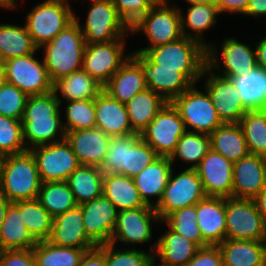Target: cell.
<instances>
[{"label": "cell", "mask_w": 266, "mask_h": 266, "mask_svg": "<svg viewBox=\"0 0 266 266\" xmlns=\"http://www.w3.org/2000/svg\"><path fill=\"white\" fill-rule=\"evenodd\" d=\"M166 228L168 229L157 239L154 259H158L163 266H185L200 247L168 226Z\"/></svg>", "instance_id": "obj_29"}, {"label": "cell", "mask_w": 266, "mask_h": 266, "mask_svg": "<svg viewBox=\"0 0 266 266\" xmlns=\"http://www.w3.org/2000/svg\"><path fill=\"white\" fill-rule=\"evenodd\" d=\"M37 200L53 218L78 206L67 181L42 182Z\"/></svg>", "instance_id": "obj_41"}, {"label": "cell", "mask_w": 266, "mask_h": 266, "mask_svg": "<svg viewBox=\"0 0 266 266\" xmlns=\"http://www.w3.org/2000/svg\"><path fill=\"white\" fill-rule=\"evenodd\" d=\"M88 250L91 249L59 247L48 240L37 242L32 248L36 266H79Z\"/></svg>", "instance_id": "obj_42"}, {"label": "cell", "mask_w": 266, "mask_h": 266, "mask_svg": "<svg viewBox=\"0 0 266 266\" xmlns=\"http://www.w3.org/2000/svg\"><path fill=\"white\" fill-rule=\"evenodd\" d=\"M238 40L235 37H226L221 43V47L212 42L207 47V66L216 74L234 79L235 77L246 76L257 68L254 46L251 47L249 44Z\"/></svg>", "instance_id": "obj_8"}, {"label": "cell", "mask_w": 266, "mask_h": 266, "mask_svg": "<svg viewBox=\"0 0 266 266\" xmlns=\"http://www.w3.org/2000/svg\"><path fill=\"white\" fill-rule=\"evenodd\" d=\"M166 103L161 95L151 89L137 93L125 104L132 129L140 134Z\"/></svg>", "instance_id": "obj_34"}, {"label": "cell", "mask_w": 266, "mask_h": 266, "mask_svg": "<svg viewBox=\"0 0 266 266\" xmlns=\"http://www.w3.org/2000/svg\"><path fill=\"white\" fill-rule=\"evenodd\" d=\"M110 136L94 127L67 132L65 139L81 165L100 167L107 154Z\"/></svg>", "instance_id": "obj_25"}, {"label": "cell", "mask_w": 266, "mask_h": 266, "mask_svg": "<svg viewBox=\"0 0 266 266\" xmlns=\"http://www.w3.org/2000/svg\"><path fill=\"white\" fill-rule=\"evenodd\" d=\"M28 97L16 86L3 81L0 84V115L22 120Z\"/></svg>", "instance_id": "obj_49"}, {"label": "cell", "mask_w": 266, "mask_h": 266, "mask_svg": "<svg viewBox=\"0 0 266 266\" xmlns=\"http://www.w3.org/2000/svg\"><path fill=\"white\" fill-rule=\"evenodd\" d=\"M28 151L23 141L22 121L0 115V152L5 156Z\"/></svg>", "instance_id": "obj_48"}, {"label": "cell", "mask_w": 266, "mask_h": 266, "mask_svg": "<svg viewBox=\"0 0 266 266\" xmlns=\"http://www.w3.org/2000/svg\"><path fill=\"white\" fill-rule=\"evenodd\" d=\"M158 157L139 133L125 136L124 165L117 173L133 179Z\"/></svg>", "instance_id": "obj_38"}, {"label": "cell", "mask_w": 266, "mask_h": 266, "mask_svg": "<svg viewBox=\"0 0 266 266\" xmlns=\"http://www.w3.org/2000/svg\"><path fill=\"white\" fill-rule=\"evenodd\" d=\"M210 149V136L208 134L186 131L179 138L170 161L174 167L178 159V162L186 163V169H196Z\"/></svg>", "instance_id": "obj_40"}, {"label": "cell", "mask_w": 266, "mask_h": 266, "mask_svg": "<svg viewBox=\"0 0 266 266\" xmlns=\"http://www.w3.org/2000/svg\"><path fill=\"white\" fill-rule=\"evenodd\" d=\"M205 197L202 181L196 169L184 168V171L181 170L178 174L172 169L162 198L155 210L162 221L175 210L194 206Z\"/></svg>", "instance_id": "obj_10"}, {"label": "cell", "mask_w": 266, "mask_h": 266, "mask_svg": "<svg viewBox=\"0 0 266 266\" xmlns=\"http://www.w3.org/2000/svg\"><path fill=\"white\" fill-rule=\"evenodd\" d=\"M256 206L262 219L266 223V186L260 191V193L254 198Z\"/></svg>", "instance_id": "obj_58"}, {"label": "cell", "mask_w": 266, "mask_h": 266, "mask_svg": "<svg viewBox=\"0 0 266 266\" xmlns=\"http://www.w3.org/2000/svg\"><path fill=\"white\" fill-rule=\"evenodd\" d=\"M172 169L173 165L170 158L159 156L133 178L137 190L146 205L155 208L159 204ZM152 198L156 200L153 199L152 201Z\"/></svg>", "instance_id": "obj_26"}, {"label": "cell", "mask_w": 266, "mask_h": 266, "mask_svg": "<svg viewBox=\"0 0 266 266\" xmlns=\"http://www.w3.org/2000/svg\"><path fill=\"white\" fill-rule=\"evenodd\" d=\"M102 90L103 86L83 69L74 71L53 84V92L60 101L61 108H63L62 100L68 102L95 99Z\"/></svg>", "instance_id": "obj_31"}, {"label": "cell", "mask_w": 266, "mask_h": 266, "mask_svg": "<svg viewBox=\"0 0 266 266\" xmlns=\"http://www.w3.org/2000/svg\"><path fill=\"white\" fill-rule=\"evenodd\" d=\"M0 266H36L32 249L0 251Z\"/></svg>", "instance_id": "obj_52"}, {"label": "cell", "mask_w": 266, "mask_h": 266, "mask_svg": "<svg viewBox=\"0 0 266 266\" xmlns=\"http://www.w3.org/2000/svg\"><path fill=\"white\" fill-rule=\"evenodd\" d=\"M36 243L24 225L19 209L11 203L0 227V251L32 249Z\"/></svg>", "instance_id": "obj_36"}, {"label": "cell", "mask_w": 266, "mask_h": 266, "mask_svg": "<svg viewBox=\"0 0 266 266\" xmlns=\"http://www.w3.org/2000/svg\"><path fill=\"white\" fill-rule=\"evenodd\" d=\"M26 25L0 23V59L2 62L16 57L39 53Z\"/></svg>", "instance_id": "obj_35"}, {"label": "cell", "mask_w": 266, "mask_h": 266, "mask_svg": "<svg viewBox=\"0 0 266 266\" xmlns=\"http://www.w3.org/2000/svg\"><path fill=\"white\" fill-rule=\"evenodd\" d=\"M266 186V157L249 154L233 165L232 198L254 199Z\"/></svg>", "instance_id": "obj_21"}, {"label": "cell", "mask_w": 266, "mask_h": 266, "mask_svg": "<svg viewBox=\"0 0 266 266\" xmlns=\"http://www.w3.org/2000/svg\"><path fill=\"white\" fill-rule=\"evenodd\" d=\"M24 1V0H23ZM19 5L17 0H0V8L4 10V8L6 9H11L13 10H17Z\"/></svg>", "instance_id": "obj_60"}, {"label": "cell", "mask_w": 266, "mask_h": 266, "mask_svg": "<svg viewBox=\"0 0 266 266\" xmlns=\"http://www.w3.org/2000/svg\"><path fill=\"white\" fill-rule=\"evenodd\" d=\"M197 224L203 240L217 246L226 239V198L208 197L196 204Z\"/></svg>", "instance_id": "obj_24"}, {"label": "cell", "mask_w": 266, "mask_h": 266, "mask_svg": "<svg viewBox=\"0 0 266 266\" xmlns=\"http://www.w3.org/2000/svg\"><path fill=\"white\" fill-rule=\"evenodd\" d=\"M146 35L149 45L135 53H145L149 48L179 40L182 35L178 6L174 1L153 5L134 25L130 34Z\"/></svg>", "instance_id": "obj_5"}, {"label": "cell", "mask_w": 266, "mask_h": 266, "mask_svg": "<svg viewBox=\"0 0 266 266\" xmlns=\"http://www.w3.org/2000/svg\"><path fill=\"white\" fill-rule=\"evenodd\" d=\"M130 52V56L141 67L147 88L161 95L167 102H171L193 85L178 69L159 68L144 53Z\"/></svg>", "instance_id": "obj_18"}, {"label": "cell", "mask_w": 266, "mask_h": 266, "mask_svg": "<svg viewBox=\"0 0 266 266\" xmlns=\"http://www.w3.org/2000/svg\"><path fill=\"white\" fill-rule=\"evenodd\" d=\"M244 16L266 17V0H249L248 7Z\"/></svg>", "instance_id": "obj_56"}, {"label": "cell", "mask_w": 266, "mask_h": 266, "mask_svg": "<svg viewBox=\"0 0 266 266\" xmlns=\"http://www.w3.org/2000/svg\"><path fill=\"white\" fill-rule=\"evenodd\" d=\"M185 266H223L220 249L211 245L200 248Z\"/></svg>", "instance_id": "obj_53"}, {"label": "cell", "mask_w": 266, "mask_h": 266, "mask_svg": "<svg viewBox=\"0 0 266 266\" xmlns=\"http://www.w3.org/2000/svg\"><path fill=\"white\" fill-rule=\"evenodd\" d=\"M185 132L184 122L179 112L171 102H167L140 133V136L155 150L158 156L170 158L176 149L179 138Z\"/></svg>", "instance_id": "obj_13"}, {"label": "cell", "mask_w": 266, "mask_h": 266, "mask_svg": "<svg viewBox=\"0 0 266 266\" xmlns=\"http://www.w3.org/2000/svg\"><path fill=\"white\" fill-rule=\"evenodd\" d=\"M209 136L211 149L233 163L250 154L239 123H223Z\"/></svg>", "instance_id": "obj_33"}, {"label": "cell", "mask_w": 266, "mask_h": 266, "mask_svg": "<svg viewBox=\"0 0 266 266\" xmlns=\"http://www.w3.org/2000/svg\"><path fill=\"white\" fill-rule=\"evenodd\" d=\"M2 63H3V62H2L1 59H0V67H3V66H2Z\"/></svg>", "instance_id": "obj_66"}, {"label": "cell", "mask_w": 266, "mask_h": 266, "mask_svg": "<svg viewBox=\"0 0 266 266\" xmlns=\"http://www.w3.org/2000/svg\"><path fill=\"white\" fill-rule=\"evenodd\" d=\"M263 110H265V111H266V103H265V105H264V107H263Z\"/></svg>", "instance_id": "obj_67"}, {"label": "cell", "mask_w": 266, "mask_h": 266, "mask_svg": "<svg viewBox=\"0 0 266 266\" xmlns=\"http://www.w3.org/2000/svg\"><path fill=\"white\" fill-rule=\"evenodd\" d=\"M203 89L209 94L223 123H238L248 109L242 103L233 79L216 74L207 65L202 72Z\"/></svg>", "instance_id": "obj_17"}, {"label": "cell", "mask_w": 266, "mask_h": 266, "mask_svg": "<svg viewBox=\"0 0 266 266\" xmlns=\"http://www.w3.org/2000/svg\"><path fill=\"white\" fill-rule=\"evenodd\" d=\"M35 53L5 60L2 63L4 81L16 86L28 96L44 95L53 91V84L43 59Z\"/></svg>", "instance_id": "obj_11"}, {"label": "cell", "mask_w": 266, "mask_h": 266, "mask_svg": "<svg viewBox=\"0 0 266 266\" xmlns=\"http://www.w3.org/2000/svg\"><path fill=\"white\" fill-rule=\"evenodd\" d=\"M48 241L59 247L77 249L97 247L85 233L82 209L79 205L53 218L52 233Z\"/></svg>", "instance_id": "obj_22"}, {"label": "cell", "mask_w": 266, "mask_h": 266, "mask_svg": "<svg viewBox=\"0 0 266 266\" xmlns=\"http://www.w3.org/2000/svg\"><path fill=\"white\" fill-rule=\"evenodd\" d=\"M226 239L266 241V223L254 199L226 198Z\"/></svg>", "instance_id": "obj_12"}, {"label": "cell", "mask_w": 266, "mask_h": 266, "mask_svg": "<svg viewBox=\"0 0 266 266\" xmlns=\"http://www.w3.org/2000/svg\"><path fill=\"white\" fill-rule=\"evenodd\" d=\"M169 1H173V0H169ZM185 1L186 3H188V5L199 4V3H206V4L213 3V0H185Z\"/></svg>", "instance_id": "obj_61"}, {"label": "cell", "mask_w": 266, "mask_h": 266, "mask_svg": "<svg viewBox=\"0 0 266 266\" xmlns=\"http://www.w3.org/2000/svg\"><path fill=\"white\" fill-rule=\"evenodd\" d=\"M188 6L185 14L183 8L178 6L182 35L197 40L207 48L210 41L207 42L204 33L217 25V17L222 14L214 3L190 4Z\"/></svg>", "instance_id": "obj_28"}, {"label": "cell", "mask_w": 266, "mask_h": 266, "mask_svg": "<svg viewBox=\"0 0 266 266\" xmlns=\"http://www.w3.org/2000/svg\"><path fill=\"white\" fill-rule=\"evenodd\" d=\"M13 204L19 209L24 225L36 242L50 238L53 217L37 199L17 201Z\"/></svg>", "instance_id": "obj_39"}, {"label": "cell", "mask_w": 266, "mask_h": 266, "mask_svg": "<svg viewBox=\"0 0 266 266\" xmlns=\"http://www.w3.org/2000/svg\"><path fill=\"white\" fill-rule=\"evenodd\" d=\"M78 205L103 195L100 167L80 165L66 180Z\"/></svg>", "instance_id": "obj_37"}, {"label": "cell", "mask_w": 266, "mask_h": 266, "mask_svg": "<svg viewBox=\"0 0 266 266\" xmlns=\"http://www.w3.org/2000/svg\"><path fill=\"white\" fill-rule=\"evenodd\" d=\"M96 127L110 137H124L136 132L132 129L125 104L102 90L95 98Z\"/></svg>", "instance_id": "obj_23"}, {"label": "cell", "mask_w": 266, "mask_h": 266, "mask_svg": "<svg viewBox=\"0 0 266 266\" xmlns=\"http://www.w3.org/2000/svg\"><path fill=\"white\" fill-rule=\"evenodd\" d=\"M74 12L68 0H45L28 12L24 24L34 44L40 48L74 20Z\"/></svg>", "instance_id": "obj_7"}, {"label": "cell", "mask_w": 266, "mask_h": 266, "mask_svg": "<svg viewBox=\"0 0 266 266\" xmlns=\"http://www.w3.org/2000/svg\"><path fill=\"white\" fill-rule=\"evenodd\" d=\"M88 1L90 5L84 26L80 23V16L74 15L86 43L112 42L127 38L130 27L120 17L112 0Z\"/></svg>", "instance_id": "obj_6"}, {"label": "cell", "mask_w": 266, "mask_h": 266, "mask_svg": "<svg viewBox=\"0 0 266 266\" xmlns=\"http://www.w3.org/2000/svg\"><path fill=\"white\" fill-rule=\"evenodd\" d=\"M41 183L29 151L5 156L0 172V192L11 203L37 199Z\"/></svg>", "instance_id": "obj_4"}, {"label": "cell", "mask_w": 266, "mask_h": 266, "mask_svg": "<svg viewBox=\"0 0 266 266\" xmlns=\"http://www.w3.org/2000/svg\"><path fill=\"white\" fill-rule=\"evenodd\" d=\"M160 222L155 208L151 206L118 211L110 243L117 246L123 243L122 245H126V248L151 243L150 241L153 240L152 225L155 226Z\"/></svg>", "instance_id": "obj_14"}, {"label": "cell", "mask_w": 266, "mask_h": 266, "mask_svg": "<svg viewBox=\"0 0 266 266\" xmlns=\"http://www.w3.org/2000/svg\"><path fill=\"white\" fill-rule=\"evenodd\" d=\"M60 109L61 103L53 91L28 97L21 120L27 150L65 139Z\"/></svg>", "instance_id": "obj_1"}, {"label": "cell", "mask_w": 266, "mask_h": 266, "mask_svg": "<svg viewBox=\"0 0 266 266\" xmlns=\"http://www.w3.org/2000/svg\"><path fill=\"white\" fill-rule=\"evenodd\" d=\"M103 195L118 211L148 206L143 202L134 179L118 173L103 174Z\"/></svg>", "instance_id": "obj_32"}, {"label": "cell", "mask_w": 266, "mask_h": 266, "mask_svg": "<svg viewBox=\"0 0 266 266\" xmlns=\"http://www.w3.org/2000/svg\"><path fill=\"white\" fill-rule=\"evenodd\" d=\"M156 261H157V260L153 258V260L149 263L148 266H163V265H161L160 263L158 264V262H157V264H156Z\"/></svg>", "instance_id": "obj_64"}, {"label": "cell", "mask_w": 266, "mask_h": 266, "mask_svg": "<svg viewBox=\"0 0 266 266\" xmlns=\"http://www.w3.org/2000/svg\"><path fill=\"white\" fill-rule=\"evenodd\" d=\"M257 67L266 71V35L255 45Z\"/></svg>", "instance_id": "obj_57"}, {"label": "cell", "mask_w": 266, "mask_h": 266, "mask_svg": "<svg viewBox=\"0 0 266 266\" xmlns=\"http://www.w3.org/2000/svg\"><path fill=\"white\" fill-rule=\"evenodd\" d=\"M217 246L223 266H266V241L225 239Z\"/></svg>", "instance_id": "obj_30"}, {"label": "cell", "mask_w": 266, "mask_h": 266, "mask_svg": "<svg viewBox=\"0 0 266 266\" xmlns=\"http://www.w3.org/2000/svg\"><path fill=\"white\" fill-rule=\"evenodd\" d=\"M4 81L3 67H0V84Z\"/></svg>", "instance_id": "obj_65"}, {"label": "cell", "mask_w": 266, "mask_h": 266, "mask_svg": "<svg viewBox=\"0 0 266 266\" xmlns=\"http://www.w3.org/2000/svg\"><path fill=\"white\" fill-rule=\"evenodd\" d=\"M125 136L111 137L108 143L107 154L100 170L103 174L117 173L124 165Z\"/></svg>", "instance_id": "obj_51"}, {"label": "cell", "mask_w": 266, "mask_h": 266, "mask_svg": "<svg viewBox=\"0 0 266 266\" xmlns=\"http://www.w3.org/2000/svg\"><path fill=\"white\" fill-rule=\"evenodd\" d=\"M192 85L171 103L179 112L186 131L203 134H212L223 122L219 118L215 105L207 91L198 90Z\"/></svg>", "instance_id": "obj_9"}, {"label": "cell", "mask_w": 266, "mask_h": 266, "mask_svg": "<svg viewBox=\"0 0 266 266\" xmlns=\"http://www.w3.org/2000/svg\"><path fill=\"white\" fill-rule=\"evenodd\" d=\"M206 50L197 40L183 36L177 41L149 48L144 54L159 68L178 69L197 85L207 65Z\"/></svg>", "instance_id": "obj_3"}, {"label": "cell", "mask_w": 266, "mask_h": 266, "mask_svg": "<svg viewBox=\"0 0 266 266\" xmlns=\"http://www.w3.org/2000/svg\"><path fill=\"white\" fill-rule=\"evenodd\" d=\"M28 151L34 157L41 182L66 181L81 165L66 139Z\"/></svg>", "instance_id": "obj_15"}, {"label": "cell", "mask_w": 266, "mask_h": 266, "mask_svg": "<svg viewBox=\"0 0 266 266\" xmlns=\"http://www.w3.org/2000/svg\"><path fill=\"white\" fill-rule=\"evenodd\" d=\"M121 248L112 243L105 244L106 266H148L154 258L157 240L150 244L149 250Z\"/></svg>", "instance_id": "obj_47"}, {"label": "cell", "mask_w": 266, "mask_h": 266, "mask_svg": "<svg viewBox=\"0 0 266 266\" xmlns=\"http://www.w3.org/2000/svg\"><path fill=\"white\" fill-rule=\"evenodd\" d=\"M79 266H106L105 244L86 251Z\"/></svg>", "instance_id": "obj_55"}, {"label": "cell", "mask_w": 266, "mask_h": 266, "mask_svg": "<svg viewBox=\"0 0 266 266\" xmlns=\"http://www.w3.org/2000/svg\"><path fill=\"white\" fill-rule=\"evenodd\" d=\"M234 163L210 149L196 168L206 196L232 197Z\"/></svg>", "instance_id": "obj_20"}, {"label": "cell", "mask_w": 266, "mask_h": 266, "mask_svg": "<svg viewBox=\"0 0 266 266\" xmlns=\"http://www.w3.org/2000/svg\"><path fill=\"white\" fill-rule=\"evenodd\" d=\"M196 205L175 210L167 215L160 224L196 243L200 248L209 246L202 238L197 224Z\"/></svg>", "instance_id": "obj_45"}, {"label": "cell", "mask_w": 266, "mask_h": 266, "mask_svg": "<svg viewBox=\"0 0 266 266\" xmlns=\"http://www.w3.org/2000/svg\"><path fill=\"white\" fill-rule=\"evenodd\" d=\"M10 204L11 202L0 192V227L5 219L6 211Z\"/></svg>", "instance_id": "obj_59"}, {"label": "cell", "mask_w": 266, "mask_h": 266, "mask_svg": "<svg viewBox=\"0 0 266 266\" xmlns=\"http://www.w3.org/2000/svg\"><path fill=\"white\" fill-rule=\"evenodd\" d=\"M153 5L162 4L169 0H149Z\"/></svg>", "instance_id": "obj_62"}, {"label": "cell", "mask_w": 266, "mask_h": 266, "mask_svg": "<svg viewBox=\"0 0 266 266\" xmlns=\"http://www.w3.org/2000/svg\"><path fill=\"white\" fill-rule=\"evenodd\" d=\"M120 17L131 27L152 6L149 0H112Z\"/></svg>", "instance_id": "obj_50"}, {"label": "cell", "mask_w": 266, "mask_h": 266, "mask_svg": "<svg viewBox=\"0 0 266 266\" xmlns=\"http://www.w3.org/2000/svg\"><path fill=\"white\" fill-rule=\"evenodd\" d=\"M146 89L147 83L141 67L131 56L103 86L104 91L122 104H126L137 93Z\"/></svg>", "instance_id": "obj_27"}, {"label": "cell", "mask_w": 266, "mask_h": 266, "mask_svg": "<svg viewBox=\"0 0 266 266\" xmlns=\"http://www.w3.org/2000/svg\"><path fill=\"white\" fill-rule=\"evenodd\" d=\"M234 83L248 110L263 109L266 103V71L257 67L248 75L235 77Z\"/></svg>", "instance_id": "obj_43"}, {"label": "cell", "mask_w": 266, "mask_h": 266, "mask_svg": "<svg viewBox=\"0 0 266 266\" xmlns=\"http://www.w3.org/2000/svg\"><path fill=\"white\" fill-rule=\"evenodd\" d=\"M250 154L266 157V111L248 110L238 122Z\"/></svg>", "instance_id": "obj_44"}, {"label": "cell", "mask_w": 266, "mask_h": 266, "mask_svg": "<svg viewBox=\"0 0 266 266\" xmlns=\"http://www.w3.org/2000/svg\"><path fill=\"white\" fill-rule=\"evenodd\" d=\"M213 3L219 8L221 14L244 15L249 4V0H213Z\"/></svg>", "instance_id": "obj_54"}, {"label": "cell", "mask_w": 266, "mask_h": 266, "mask_svg": "<svg viewBox=\"0 0 266 266\" xmlns=\"http://www.w3.org/2000/svg\"><path fill=\"white\" fill-rule=\"evenodd\" d=\"M86 42L78 22L74 19L43 48L42 56L52 84L82 69Z\"/></svg>", "instance_id": "obj_2"}, {"label": "cell", "mask_w": 266, "mask_h": 266, "mask_svg": "<svg viewBox=\"0 0 266 266\" xmlns=\"http://www.w3.org/2000/svg\"><path fill=\"white\" fill-rule=\"evenodd\" d=\"M62 121L65 134L75 130L96 127L95 99L72 100L66 102Z\"/></svg>", "instance_id": "obj_46"}, {"label": "cell", "mask_w": 266, "mask_h": 266, "mask_svg": "<svg viewBox=\"0 0 266 266\" xmlns=\"http://www.w3.org/2000/svg\"><path fill=\"white\" fill-rule=\"evenodd\" d=\"M4 158H5V155L2 152H0V172L2 169Z\"/></svg>", "instance_id": "obj_63"}, {"label": "cell", "mask_w": 266, "mask_h": 266, "mask_svg": "<svg viewBox=\"0 0 266 266\" xmlns=\"http://www.w3.org/2000/svg\"><path fill=\"white\" fill-rule=\"evenodd\" d=\"M86 235L98 246L110 243L118 215L117 208L104 195L79 205Z\"/></svg>", "instance_id": "obj_19"}, {"label": "cell", "mask_w": 266, "mask_h": 266, "mask_svg": "<svg viewBox=\"0 0 266 266\" xmlns=\"http://www.w3.org/2000/svg\"><path fill=\"white\" fill-rule=\"evenodd\" d=\"M126 39L86 43L82 69L104 86L130 57L125 53Z\"/></svg>", "instance_id": "obj_16"}]
</instances>
